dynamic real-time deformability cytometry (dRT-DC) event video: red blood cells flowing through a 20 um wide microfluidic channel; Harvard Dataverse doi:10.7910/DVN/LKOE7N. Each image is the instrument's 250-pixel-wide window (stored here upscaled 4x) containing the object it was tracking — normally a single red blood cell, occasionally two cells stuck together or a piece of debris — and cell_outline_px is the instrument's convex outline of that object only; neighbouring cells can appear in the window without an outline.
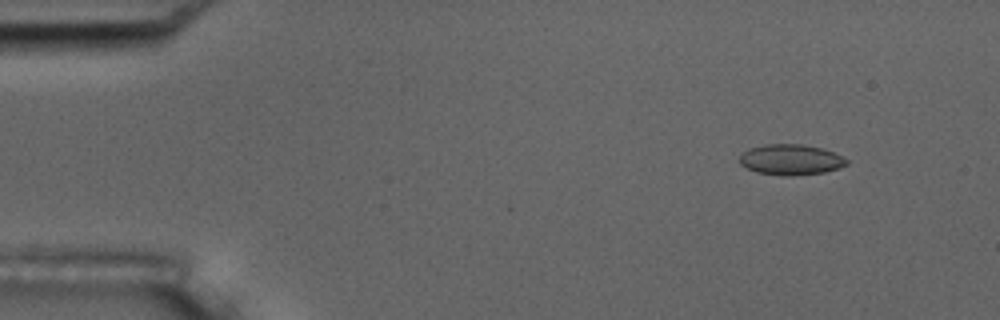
{"species": "common noctule bat (a hibernating species)", "species_latin": "Nyctalus noctula", "temperature_condition": "room temperature", "stored_images_in_passage": 5, "camera_frame_rate_fps": 3000, "um_per_image_px": 0.085, "animal": {"sex": "male", "body_mass_g": 17.5, "forearm_length_mm": 52.3}, "frame": {"image": 1, "passage_image": 1, "time_ms": 0.0, "image_size_px": [1000, 320], "cell_outline_px": [[848, 164], [840, 168], [824, 172], [792, 176], [780, 176], [756, 172], [740, 164], [740, 156], [748, 148], [768, 144], [800, 144], [820, 148], [832, 152], [848, 160]], "centroid_in_image_um": [67.21, 13.58], "position_along_channel_um": 17.8, "area_um2": 19.02}}